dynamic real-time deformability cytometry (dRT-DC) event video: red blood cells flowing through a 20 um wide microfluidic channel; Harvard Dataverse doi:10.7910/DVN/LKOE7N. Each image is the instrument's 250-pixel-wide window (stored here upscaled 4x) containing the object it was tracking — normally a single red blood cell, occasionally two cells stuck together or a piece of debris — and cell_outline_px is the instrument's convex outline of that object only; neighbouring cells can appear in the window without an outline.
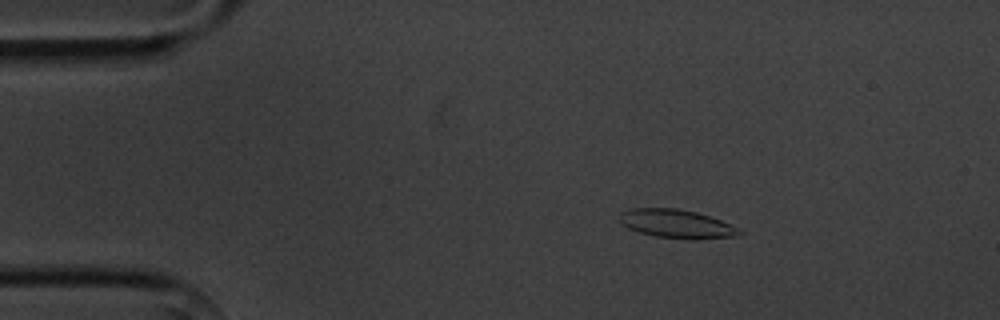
{"species": "common noctule bat (a hibernating species)", "species_latin": "Nyctalus noctula", "temperature_condition": "cold", "stored_images_in_passage": 4, "camera_frame_rate_fps": 3000, "um_per_image_px": 0.085, "animal": {"sex": "male", "body_mass_g": 20.1, "forearm_length_mm": 53.5}, "frame": {"image": 1, "passage_image": 2, "time_ms": 2.333, "image_size_px": [1000, 320], "cell_outline_px": [[744, 232], [732, 236], [696, 240], [688, 240], [656, 236], [640, 232], [628, 228], [620, 220], [620, 212], [632, 208], [676, 208], [696, 212], [720, 220], [740, 228]], "centroid_in_image_um": [57.53, 19.03], "position_along_channel_um": 27.5, "area_um2": 19.88}}